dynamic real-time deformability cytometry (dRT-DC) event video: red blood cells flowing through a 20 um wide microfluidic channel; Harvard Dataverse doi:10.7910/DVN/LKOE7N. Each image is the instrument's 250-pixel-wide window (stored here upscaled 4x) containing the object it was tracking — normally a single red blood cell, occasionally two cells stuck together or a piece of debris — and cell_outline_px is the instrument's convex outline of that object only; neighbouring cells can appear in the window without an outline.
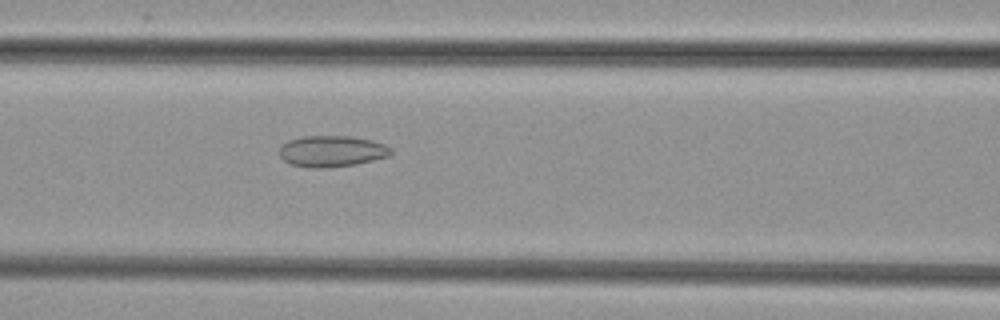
{"species": "common noctule bat (a hibernating species)", "species_latin": "Nyctalus noctula", "temperature_condition": "cold", "stored_images_in_passage": 37, "camera_frame_rate_fps": 3000, "um_per_image_px": 0.085, "animal": {"sex": "female", "body_mass_g": 29.2, "forearm_length_mm": 56.3}, "frame": {"image": 1, "passage_image": 17, "time_ms": 5.333, "image_size_px": [1000, 320], "cell_outline_px": [[392, 152], [388, 156], [356, 164], [328, 168], [308, 168], [288, 164], [280, 156], [280, 148], [288, 140], [304, 136], [348, 136], [372, 140], [384, 144], [392, 148]], "centroid_in_image_um": [28.19, 12.86], "position_along_channel_um": 138.4, "area_um2": 20.35}}
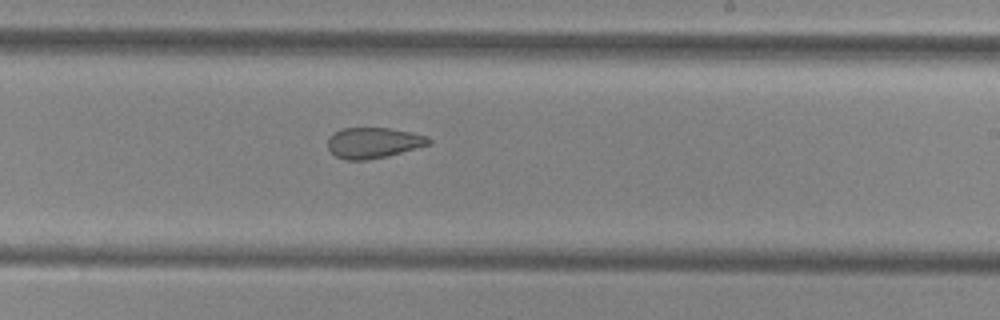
{"frame": {"image": 2, "passage_image": 26, "time_ms": 8.333, "image_size_px": [1000, 320], "cell_outline_px": [[432, 144], [388, 156], [368, 160], [348, 160], [336, 156], [328, 148], [328, 136], [332, 132], [340, 128], [388, 128], [412, 132], [428, 136], [432, 140]], "centroid_in_image_um": [31.75, 12.13], "position_along_channel_um": 257.2, "area_um2": 18.32}}
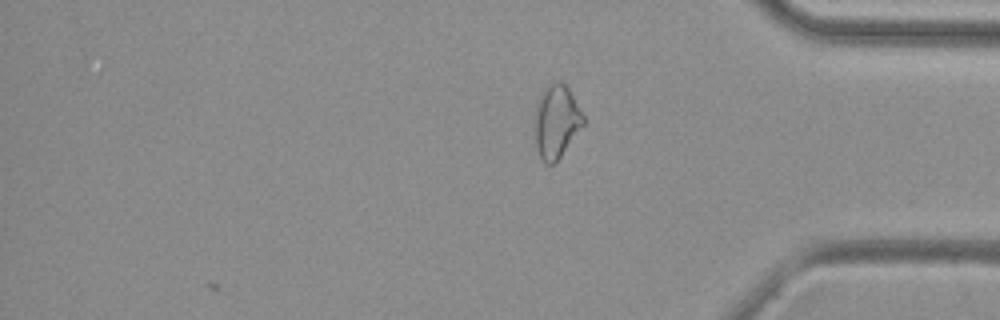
{"frame": {"image": 3, "passage_image": 37, "time_ms": 12.0, "image_size_px": [1000, 320], "cell_outline_px": [[584, 124], [560, 156], [552, 164], [544, 164], [536, 148], [532, 128], [532, 120], [540, 96], [544, 88], [552, 80], [560, 80], [568, 88], [584, 116]], "centroid_in_image_um": [47.23, 10.31], "position_along_channel_um": 388.0, "area_um2": 20.98}}